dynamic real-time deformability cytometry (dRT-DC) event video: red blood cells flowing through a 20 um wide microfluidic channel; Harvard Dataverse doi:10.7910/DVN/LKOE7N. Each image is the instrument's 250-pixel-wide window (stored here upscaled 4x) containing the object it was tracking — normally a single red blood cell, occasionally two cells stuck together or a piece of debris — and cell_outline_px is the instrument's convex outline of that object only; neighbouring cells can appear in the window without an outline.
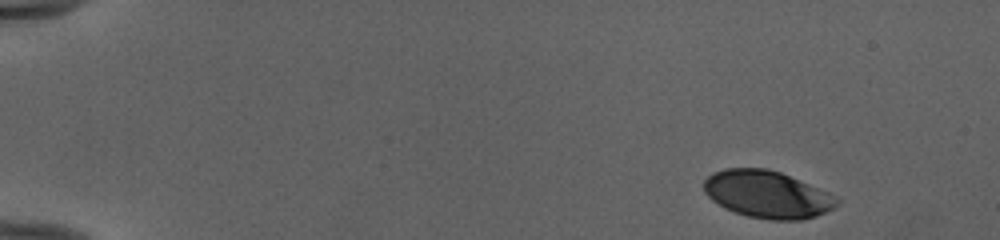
{"species": "human", "species_latin": "Homo sapiens", "temperature_condition": "cold", "stored_images_in_passage": 48, "camera_frame_rate_fps": 3000, "um_per_image_px": 0.085, "donor": {"sex": "female"}, "frame": {"image": 1, "passage_image": 1, "time_ms": 0.0, "image_size_px": [1000, 240], "cell_outline_px": [[840, 200], [832, 208], [816, 216], [800, 220], [768, 220], [748, 216], [724, 208], [712, 200], [704, 192], [704, 180], [712, 172], [724, 168], [768, 168], [780, 172], [828, 192]], "centroid_in_image_um": [65.18, 16.51], "position_along_channel_um": 19.8, "area_um2": 36.47}}
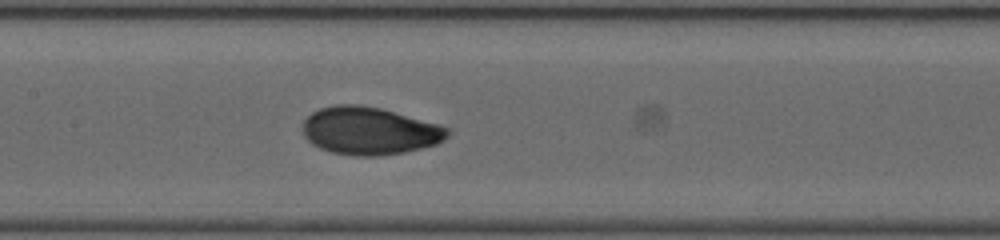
{"frame": {"image": 2, "passage_image": 23, "time_ms": 7.333, "image_size_px": [1000, 240], "cell_outline_px": [[448, 136], [444, 140], [436, 144], [404, 152], [376, 156], [352, 156], [332, 152], [320, 148], [312, 144], [304, 136], [304, 120], [312, 112], [320, 108], [336, 104], [356, 104], [380, 108], [436, 124], [448, 128]], "centroid_in_image_um": [31.37, 11.13], "position_along_channel_um": 176.0, "area_um2": 39.82}}
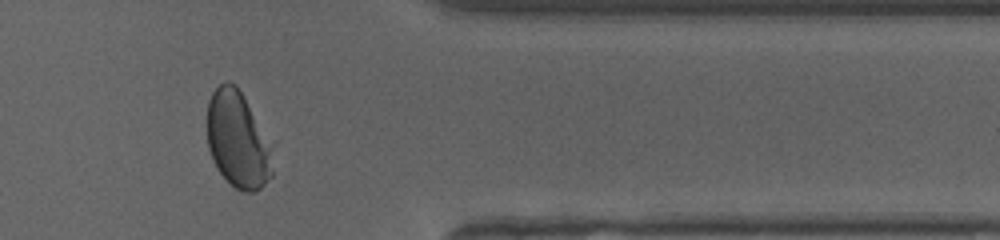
{"frame": {"image": 3, "passage_image": 40, "time_ms": 13.0, "image_size_px": [1000, 240], "cell_outline_px": [[272, 176], [260, 188], [252, 192], [244, 192], [236, 188], [216, 168], [212, 160], [208, 148], [208, 100], [212, 92], [224, 80], [228, 80], [236, 84], [268, 144], [272, 172]], "centroid_in_image_um": [20.14, 11.89], "position_along_channel_um": 391.3, "area_um2": 35.55}, "authors_computed_cell_mechanics": {"area_um2": 38.3792, "velocity_mm_per_s": 3.9894, "shape_relaxation_time_tau1_ms": 3.099, "shape_relaxation_time_tau2_ms": null, "deformation_change_tau1": 0.1598, "deformation_change_tau2": null}}